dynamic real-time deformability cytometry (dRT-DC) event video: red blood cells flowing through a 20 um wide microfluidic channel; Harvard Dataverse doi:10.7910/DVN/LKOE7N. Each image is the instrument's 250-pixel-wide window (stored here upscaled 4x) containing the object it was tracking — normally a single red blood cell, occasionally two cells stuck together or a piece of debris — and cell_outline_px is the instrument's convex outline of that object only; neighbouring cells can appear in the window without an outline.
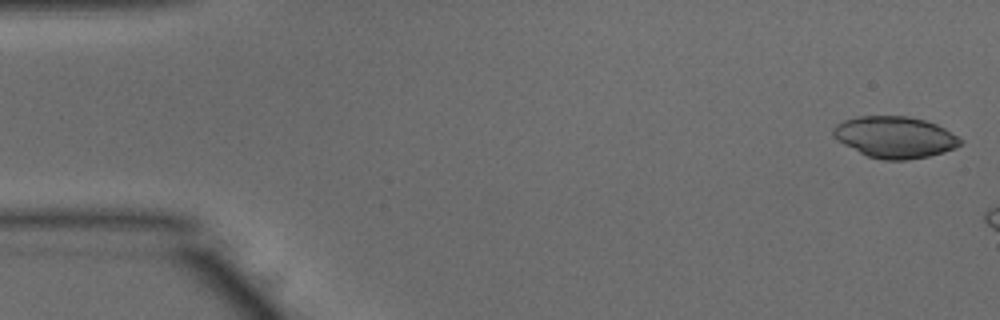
{"species": "common noctule bat (a hibernating species)", "species_latin": "Nyctalus noctula", "temperature_condition": "warm", "stored_images_in_passage": 6, "camera_frame_rate_fps": 3000, "um_per_image_px": 0.085, "animal": {"sex": "male", "body_mass_g": 15.6}, "frame": {"image": 1, "passage_image": 1, "time_ms": 0.0, "image_size_px": [1000, 320], "cell_outline_px": [[964, 144], [956, 148], [944, 152], [928, 156], [904, 160], [884, 160], [868, 156], [844, 144], [832, 136], [832, 128], [836, 124], [844, 120], [860, 116], [908, 116], [924, 120], [936, 124], [944, 128], [964, 140]], "centroid_in_image_um": [76.09, 11.65], "position_along_channel_um": 8.9, "area_um2": 30.75}}